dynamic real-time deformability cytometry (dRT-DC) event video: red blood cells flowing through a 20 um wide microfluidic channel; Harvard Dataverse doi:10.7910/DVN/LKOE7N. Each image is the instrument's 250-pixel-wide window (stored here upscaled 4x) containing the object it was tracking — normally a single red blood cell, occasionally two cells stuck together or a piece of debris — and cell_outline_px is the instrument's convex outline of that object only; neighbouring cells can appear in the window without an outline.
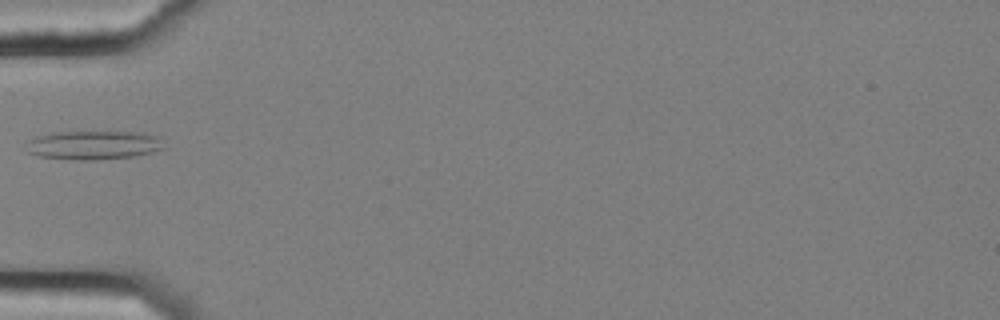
{"species": "common noctule bat (a hibernating species)", "species_latin": "Nyctalus noctula", "temperature_condition": "cold", "stored_images_in_passage": 37, "camera_frame_rate_fps": 3000, "um_per_image_px": 0.085, "animal": {"sex": "female", "body_mass_g": 25.1}, "frame": {"image": 1, "passage_image": 1, "time_ms": 0.0, "image_size_px": [1000, 320], "cell_outline_px": [[164, 148], [152, 152], [136, 156], [96, 160], [76, 160], [40, 156], [28, 152], [28, 140], [36, 136], [52, 132], [144, 132], [160, 136]], "centroid_in_image_um": [7.99, 12.33], "position_along_channel_um": 77.0, "area_um2": 23.24}}
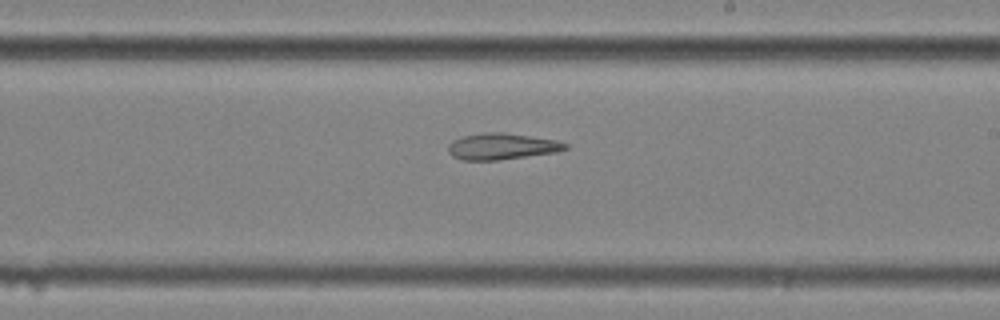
{"frame": {"image": 2, "passage_image": 15, "time_ms": 4.667, "image_size_px": [1000, 320], "cell_outline_px": [[568, 148], [556, 152], [500, 160], [464, 160], [452, 156], [448, 152], [448, 144], [452, 140], [464, 136], [484, 132], [504, 132], [556, 140], [568, 144]], "centroid_in_image_um": [42.64, 12.44], "position_along_channel_um": 246.4, "area_um2": 17.98}}
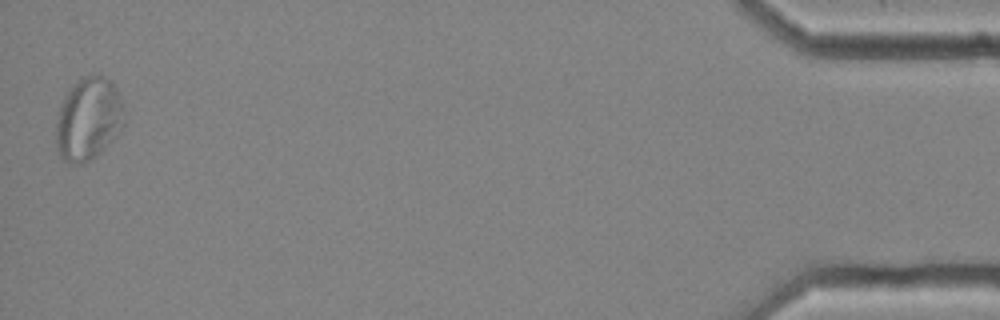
{"frame": {"image": 3, "passage_image": 37, "time_ms": 12.0, "image_size_px": [1000, 320], "cell_outline_px": [[124, 124], [120, 132], [96, 156], [80, 164], [72, 164], [64, 160], [60, 156], [56, 148], [56, 124], [60, 108], [64, 96], [84, 76], [104, 76], [112, 84], [120, 96], [124, 108]], "centroid_in_image_um": [7.52, 10.15], "position_along_channel_um": 427.7, "area_um2": 32.48}}